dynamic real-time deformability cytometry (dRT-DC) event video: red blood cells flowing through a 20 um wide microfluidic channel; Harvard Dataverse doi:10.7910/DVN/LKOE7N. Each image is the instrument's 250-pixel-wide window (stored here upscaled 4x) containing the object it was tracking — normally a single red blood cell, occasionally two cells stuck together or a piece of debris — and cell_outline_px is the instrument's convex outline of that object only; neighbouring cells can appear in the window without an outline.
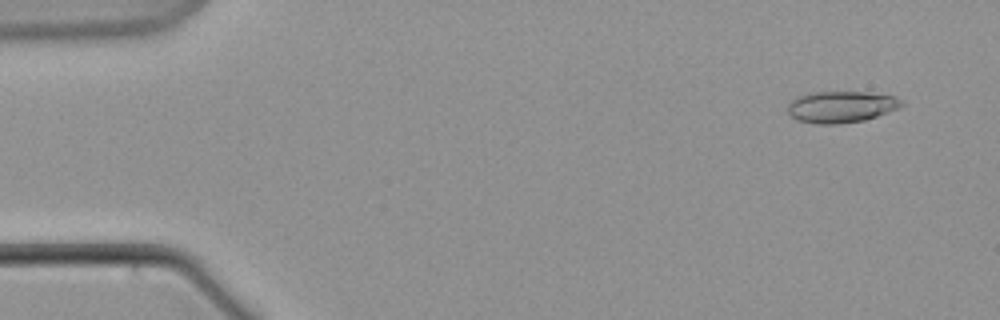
{"species": "common noctule bat (a hibernating species)", "species_latin": "Nyctalus noctula", "temperature_condition": "warm", "stored_images_in_passage": 60, "camera_frame_rate_fps": 3000, "um_per_image_px": 0.085, "animal": {"sex": "male", "body_mass_g": 21.5, "forearm_length_mm": 52.0}, "frame": {"image": 1, "passage_image": 4, "time_ms": 1.0, "image_size_px": [1000, 320], "cell_outline_px": [[904, 104], [900, 108], [864, 120], [836, 124], [816, 124], [800, 120], [792, 116], [788, 112], [788, 104], [796, 96], [808, 92], [864, 92], [896, 96], [904, 100]], "centroid_in_image_um": [71.52, 9.06], "position_along_channel_um": 13.5, "area_um2": 20.98}}
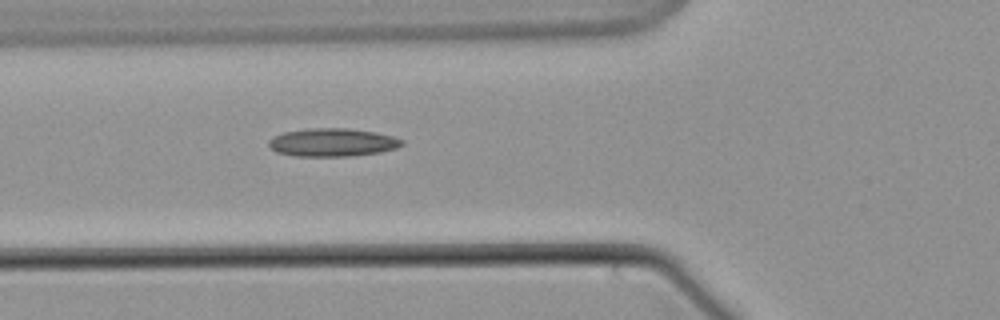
{"frame": {"image": 2, "passage_image": 22, "time_ms": 7.0, "image_size_px": [1000, 320], "cell_outline_px": [[404, 144], [396, 148], [380, 152], [352, 156], [296, 156], [276, 152], [268, 144], [268, 140], [272, 136], [284, 132], [312, 128], [348, 128], [376, 132], [392, 136], [404, 140]], "centroid_in_image_um": [28.26, 12.1], "position_along_channel_um": 97.5, "area_um2": 21.91}}
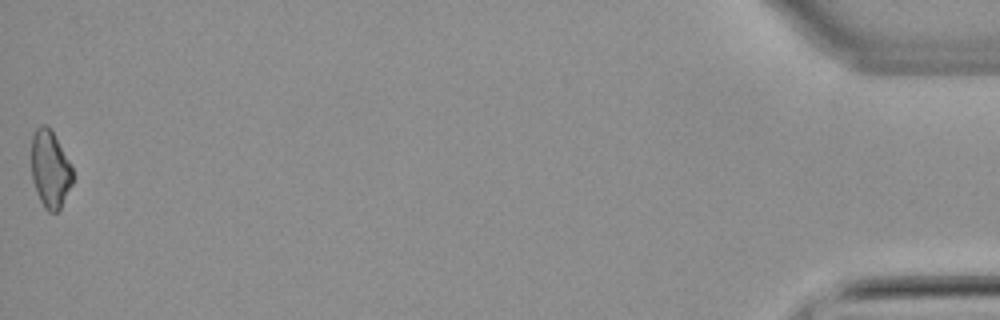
{"frame": {"image": 3, "passage_image": 60, "time_ms": 19.667, "image_size_px": [1000, 320], "cell_outline_px": [[72, 184], [60, 208], [56, 212], [48, 212], [44, 208], [40, 200], [32, 180], [32, 136], [36, 128], [40, 124], [48, 124], [68, 160], [72, 168]], "centroid_in_image_um": [4.24, 14.37], "position_along_channel_um": 431.0, "area_um2": 18.38}}